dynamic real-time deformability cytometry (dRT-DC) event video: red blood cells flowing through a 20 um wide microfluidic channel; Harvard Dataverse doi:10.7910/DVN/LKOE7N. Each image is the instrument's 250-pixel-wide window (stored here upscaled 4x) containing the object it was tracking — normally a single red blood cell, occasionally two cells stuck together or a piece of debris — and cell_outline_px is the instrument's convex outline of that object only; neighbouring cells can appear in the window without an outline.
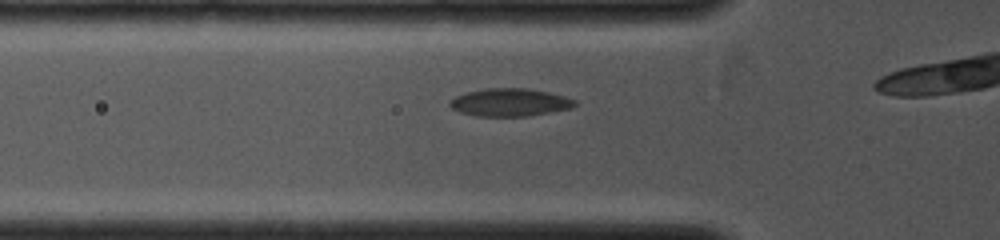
{"species": "common noctule bat (a hibernating species)", "species_latin": "Nyctalus noctula", "temperature_condition": "cold", "stored_images_in_passage": 15, "camera_frame_rate_fps": 4000, "um_per_image_px": 0.085, "animal": {"sex": "female", "body_mass_g": 19.0, "forearm_length_mm": 53.3}, "frame": {"image": 1, "passage_image": 9, "time_ms": 1.5, "image_size_px": [1000, 240], "cell_outline_px": [[576, 104], [572, 108], [528, 116], [476, 116], [460, 112], [452, 108], [448, 104], [448, 100], [456, 96], [468, 92], [488, 88], [528, 88], [548, 92], [564, 96], [576, 100]], "centroid_in_image_um": [43.33, 8.7], "position_along_channel_um": 82.5, "area_um2": 20.23}}
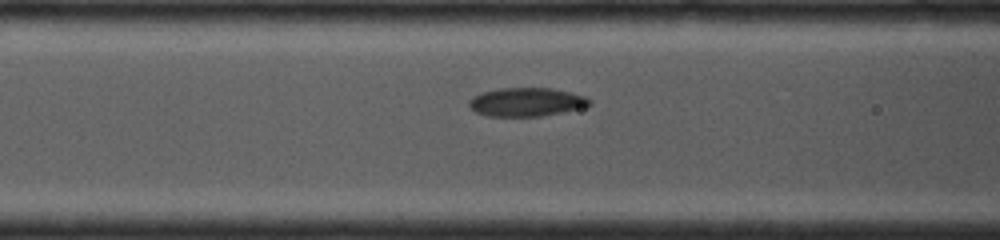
{"frame": {"image": 2, "passage_image": 12, "time_ms": 2.25, "image_size_px": [1000, 240], "cell_outline_px": [[592, 104], [580, 108], [540, 116], [488, 116], [476, 112], [468, 104], [468, 100], [472, 96], [480, 92], [500, 88], [552, 88], [572, 92], [584, 96], [592, 100]], "centroid_in_image_um": [44.73, 8.66], "position_along_channel_um": 121.9, "area_um2": 20.11}}